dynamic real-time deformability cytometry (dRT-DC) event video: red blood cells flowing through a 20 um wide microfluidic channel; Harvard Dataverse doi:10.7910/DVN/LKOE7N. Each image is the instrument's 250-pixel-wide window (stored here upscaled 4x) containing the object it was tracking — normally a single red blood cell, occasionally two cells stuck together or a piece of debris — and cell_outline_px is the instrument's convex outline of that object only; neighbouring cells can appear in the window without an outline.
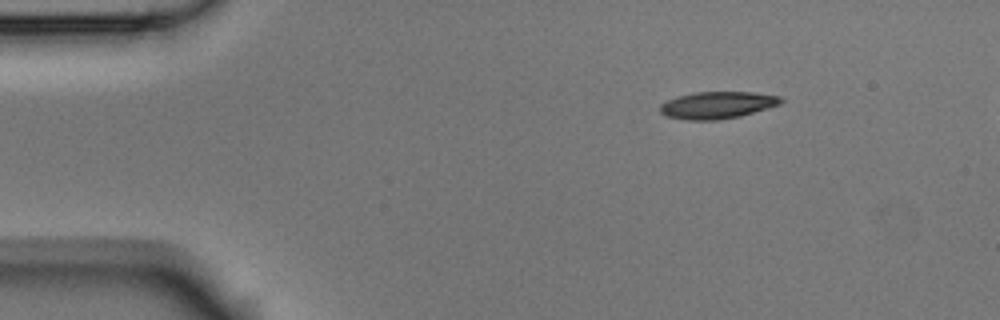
{"species": "Egyptian fruit bat (a non-hibernating species)", "species_latin": "Rousettus aegyptiacus", "temperature_condition": "room temperature", "stored_images_in_passage": 4, "camera_frame_rate_fps": 3000, "um_per_image_px": 0.085, "animal": {"sex": "male"}, "frame": {"image": 1, "passage_image": 1, "time_ms": 0.0, "image_size_px": [1000, 320], "cell_outline_px": [[784, 100], [780, 104], [740, 116], [716, 120], [688, 120], [668, 116], [660, 112], [660, 104], [676, 96], [692, 92], [752, 92], [780, 96]], "centroid_in_image_um": [60.96, 8.92], "position_along_channel_um": 24.0, "area_um2": 18.96}}